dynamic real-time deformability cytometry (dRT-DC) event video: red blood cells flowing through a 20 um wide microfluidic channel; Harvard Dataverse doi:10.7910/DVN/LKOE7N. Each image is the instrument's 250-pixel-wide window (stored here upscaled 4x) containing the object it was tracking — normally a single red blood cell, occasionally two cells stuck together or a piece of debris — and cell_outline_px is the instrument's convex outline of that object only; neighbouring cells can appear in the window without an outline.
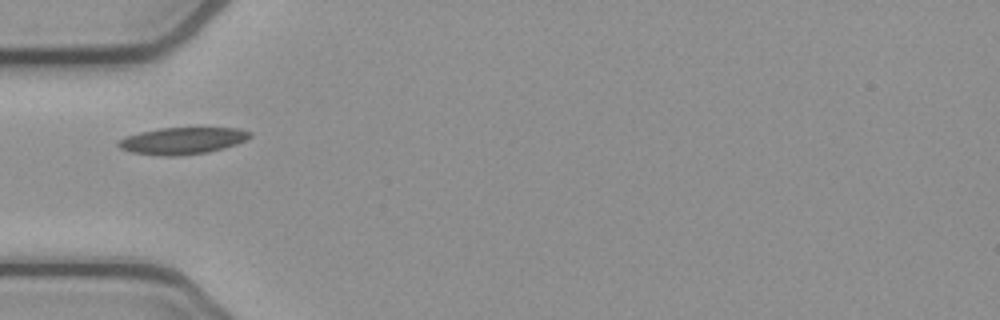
{"species": "common noctule bat (a hibernating species)", "species_latin": "Nyctalus noctula", "temperature_condition": "cold", "stored_images_in_passage": 30, "camera_frame_rate_fps": 3000, "um_per_image_px": 0.085, "animal": {"sex": "female", "body_mass_g": 21.9}, "frame": {"image": 1, "passage_image": 1, "time_ms": 0.0, "image_size_px": [1000, 320], "cell_outline_px": [[252, 136], [236, 144], [224, 148], [208, 152], [176, 156], [164, 156], [132, 152], [120, 148], [116, 144], [116, 140], [124, 136], [140, 132], [160, 128], [240, 128], [252, 132]], "centroid_in_image_um": [15.48, 11.96], "position_along_channel_um": 69.5, "area_um2": 20.63}}
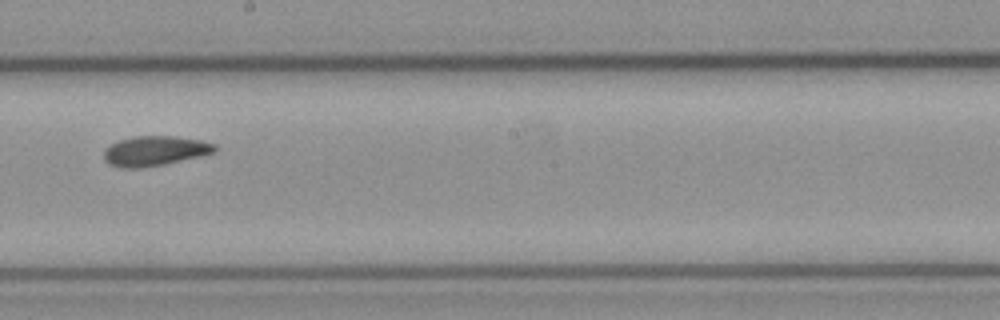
{"frame": {"image": 2, "passage_image": 14, "time_ms": 4.333, "image_size_px": [1000, 320], "cell_outline_px": [[216, 152], [200, 156], [164, 164], [144, 168], [120, 168], [108, 164], [104, 160], [104, 148], [120, 140], [136, 136], [172, 136], [200, 140], [216, 144]], "centroid_in_image_um": [13.14, 12.84], "position_along_channel_um": 235.1, "area_um2": 19.31}}
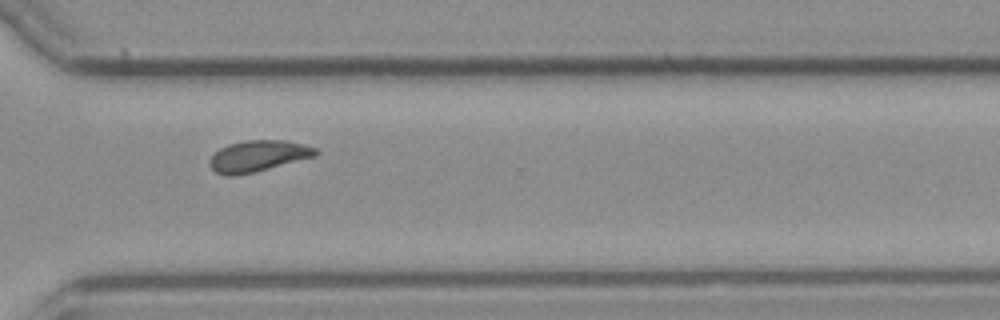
{"frame": {"image": 3, "passage_image": 23, "time_ms": 7.333, "image_size_px": [1000, 320], "cell_outline_px": [[320, 152], [316, 156], [236, 176], [224, 176], [216, 172], [208, 164], [208, 160], [220, 148], [228, 144], [244, 140], [284, 140], [316, 148]], "centroid_in_image_um": [21.9, 13.26], "position_along_channel_um": 348.7, "area_um2": 19.13}}